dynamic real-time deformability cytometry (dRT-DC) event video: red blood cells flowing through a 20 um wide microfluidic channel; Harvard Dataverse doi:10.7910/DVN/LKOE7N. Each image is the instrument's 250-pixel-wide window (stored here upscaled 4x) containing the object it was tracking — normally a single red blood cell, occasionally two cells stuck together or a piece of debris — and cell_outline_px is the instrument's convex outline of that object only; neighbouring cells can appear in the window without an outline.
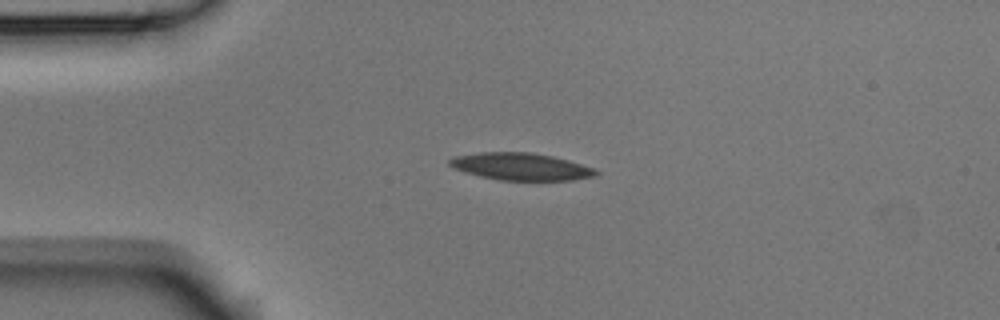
{"species": "Egyptian fruit bat (a non-hibernating species)", "species_latin": "Rousettus aegyptiacus", "temperature_condition": "room temperature", "stored_images_in_passage": 4, "camera_frame_rate_fps": 3000, "um_per_image_px": 0.085, "animal": {"sex": "male"}, "frame": {"image": 1, "passage_image": 3, "time_ms": 0.667, "image_size_px": [1000, 320], "cell_outline_px": [[600, 172], [596, 176], [572, 180], [500, 180], [480, 176], [464, 172], [448, 164], [448, 160], [456, 156], [480, 152], [532, 152], [552, 156], [568, 160], [596, 168]], "centroid_in_image_um": [44.32, 14.16], "position_along_channel_um": 40.7, "area_um2": 23.24}}